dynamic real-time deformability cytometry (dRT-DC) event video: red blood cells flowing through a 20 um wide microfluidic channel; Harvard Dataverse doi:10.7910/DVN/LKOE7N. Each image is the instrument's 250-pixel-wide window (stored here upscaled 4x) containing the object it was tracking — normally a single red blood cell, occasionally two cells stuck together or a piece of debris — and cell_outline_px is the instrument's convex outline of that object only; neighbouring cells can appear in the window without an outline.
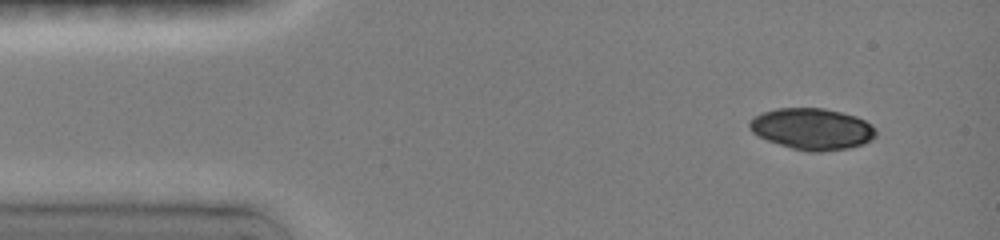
{"species": "common noctule bat (a hibernating species)", "species_latin": "Nyctalus noctula", "temperature_condition": "room temperature", "stored_images_in_passage": 12, "camera_frame_rate_fps": 3000, "um_per_image_px": 0.085, "animal": {"sex": "female", "body_mass_g": 19.0, "forearm_length_mm": 51.5}, "frame": {"image": 1, "passage_image": 1, "time_ms": 0.0, "image_size_px": [1000, 240], "cell_outline_px": [[876, 136], [872, 140], [864, 144], [848, 148], [820, 152], [808, 152], [792, 148], [768, 140], [752, 132], [748, 128], [748, 124], [756, 116], [764, 112], [776, 108], [824, 108], [856, 116], [872, 124], [876, 128]], "centroid_in_image_um": [69.07, 10.96], "position_along_channel_um": 15.9, "area_um2": 30.46}}